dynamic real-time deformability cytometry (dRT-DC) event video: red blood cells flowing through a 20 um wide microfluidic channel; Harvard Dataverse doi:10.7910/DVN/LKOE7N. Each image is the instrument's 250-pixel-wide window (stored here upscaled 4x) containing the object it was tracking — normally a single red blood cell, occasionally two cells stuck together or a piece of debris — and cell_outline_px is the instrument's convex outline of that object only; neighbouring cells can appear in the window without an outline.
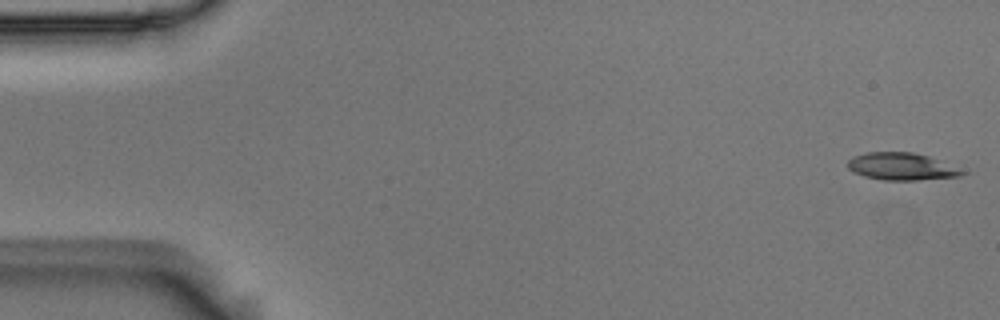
{"species": "Egyptian fruit bat (a non-hibernating species)", "species_latin": "Rousettus aegyptiacus", "temperature_condition": "room temperature", "stored_images_in_passage": 54, "camera_frame_rate_fps": 3000, "um_per_image_px": 0.085, "animal": {"sex": "male"}, "frame": {"image": 1, "passage_image": 1, "time_ms": 0.0, "image_size_px": [1000, 320], "cell_outline_px": [[968, 172], [960, 176], [916, 180], [884, 180], [864, 176], [852, 172], [848, 168], [848, 160], [856, 156], [868, 152], [912, 152], [928, 156]], "centroid_in_image_um": [76.62, 14.16], "position_along_channel_um": 8.4, "area_um2": 17.98}}
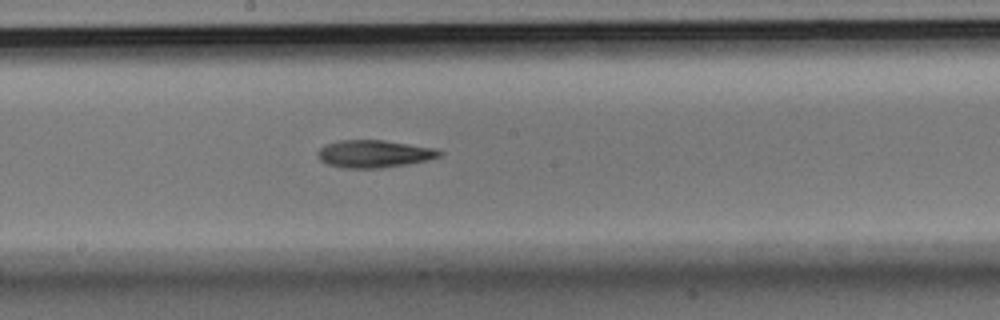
{"frame": {"image": 2, "passage_image": 29, "time_ms": 9.333, "image_size_px": [1000, 320], "cell_outline_px": [[444, 152], [440, 156], [428, 160], [380, 168], [344, 168], [328, 164], [320, 160], [320, 148], [328, 144], [340, 140], [384, 140], [436, 148]], "centroid_in_image_um": [31.85, 13.07], "position_along_channel_um": 216.3, "area_um2": 19.25}}
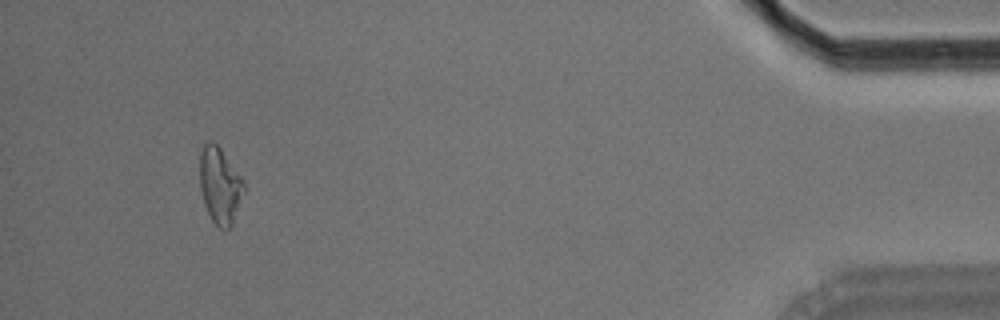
{"frame": {"image": 3, "passage_image": 51, "time_ms": 16.667, "image_size_px": [1000, 320], "cell_outline_px": [[244, 192], [232, 224], [228, 228], [220, 228], [212, 220], [204, 204], [200, 188], [200, 152], [204, 140], [212, 140], [220, 148], [244, 180]], "centroid_in_image_um": [18.67, 15.71], "position_along_channel_um": 416.5, "area_um2": 19.54}}